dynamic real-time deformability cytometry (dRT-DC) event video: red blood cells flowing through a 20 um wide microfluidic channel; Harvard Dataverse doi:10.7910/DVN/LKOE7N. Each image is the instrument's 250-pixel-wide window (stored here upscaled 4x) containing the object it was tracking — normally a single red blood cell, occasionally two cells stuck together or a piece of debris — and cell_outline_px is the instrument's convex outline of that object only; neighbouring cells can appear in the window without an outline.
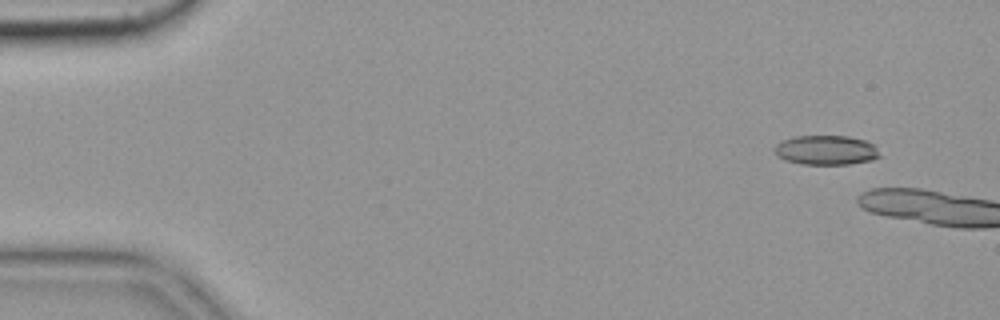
{"species": "common noctule bat (a hibernating species)", "species_latin": "Nyctalus noctula", "temperature_condition": "cold", "stored_images_in_passage": 8, "camera_frame_rate_fps": 3000, "um_per_image_px": 0.085, "animal": {"sex": "female", "body_mass_g": 19.9}, "frame": {"image": 1, "passage_image": 5, "time_ms": 1.333, "image_size_px": [1000, 320], "cell_outline_px": [[880, 156], [872, 160], [848, 164], [800, 164], [784, 160], [776, 156], [772, 148], [776, 144], [784, 140], [796, 136], [848, 136], [864, 140], [872, 144], [876, 148]], "centroid_in_image_um": [70.16, 12.76], "position_along_channel_um": 14.8, "area_um2": 18.09}}